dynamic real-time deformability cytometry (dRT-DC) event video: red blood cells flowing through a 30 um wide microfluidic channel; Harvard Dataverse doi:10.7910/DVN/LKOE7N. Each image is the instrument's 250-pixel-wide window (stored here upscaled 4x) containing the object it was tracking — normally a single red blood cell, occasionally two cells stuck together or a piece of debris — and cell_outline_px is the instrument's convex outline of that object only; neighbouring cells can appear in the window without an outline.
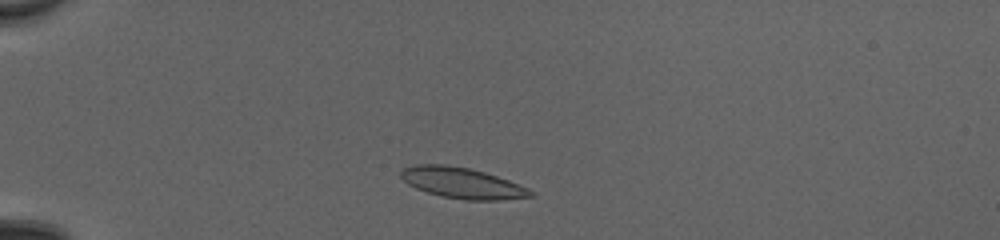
{"species": "common noctule bat (a hibernating species)", "species_latin": "Nyctalus noctula", "temperature_condition": "cold", "stored_images_in_passage": 41, "camera_frame_rate_fps": 3000, "um_per_image_px": 0.085, "animal": {"sex": "female", "body_mass_g": 20.0, "forearm_length_mm": 54.0}, "frame": {"image": 1, "passage_image": 5, "time_ms": 1.333, "image_size_px": [1000, 240], "cell_outline_px": [[532, 196], [496, 200], [464, 200], [444, 196], [428, 192], [416, 188], [408, 184], [400, 176], [400, 172], [404, 168], [416, 164], [440, 164], [468, 168], [496, 176], [508, 180], [532, 192]], "centroid_in_image_um": [39.21, 15.55], "position_along_channel_um": 45.8, "area_um2": 22.6}}
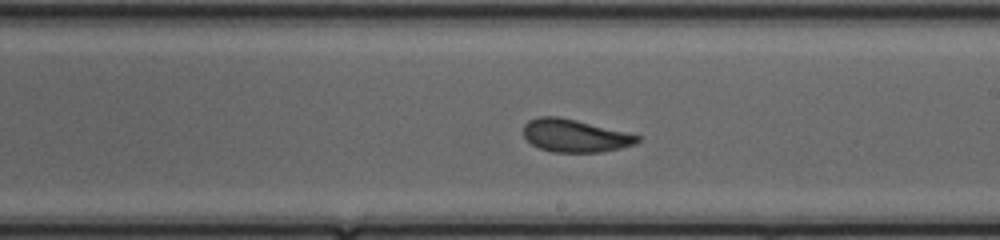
{"frame": {"image": 2, "passage_image": 22, "time_ms": 7.0, "image_size_px": [1000, 240], "cell_outline_px": [[640, 140], [632, 144], [620, 148], [600, 152], [552, 152], [540, 148], [532, 144], [524, 136], [524, 124], [528, 120], [540, 116], [556, 116], [576, 120], [640, 136]], "centroid_in_image_um": [48.81, 11.53], "position_along_channel_um": 240.2, "area_um2": 21.39}}
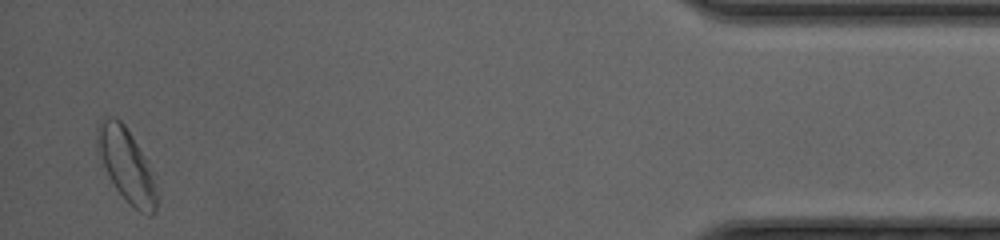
{"frame": {"image": 3, "passage_image": 40, "time_ms": 13.0, "image_size_px": [1000, 240], "cell_outline_px": [[156, 208], [148, 216], [140, 212], [116, 188], [104, 164], [100, 152], [100, 124], [108, 116], [112, 116], [120, 120], [124, 124], [136, 144], [140, 152], [148, 172], [156, 196]], "centroid_in_image_um": [10.75, 14.05], "position_along_channel_um": 424.5, "area_um2": 22.6}, "authors_computed_cell_mechanics": {"area_um2": 21.675, "velocity_mm_per_s": 4.1691, "shape_relaxation_time_tau1_ms": 2.5272, "shape_relaxation_time_tau2_ms": 1.3759, "deformation_change_tau1": 0.0991, "deformation_change_tau2": 0.0669}}